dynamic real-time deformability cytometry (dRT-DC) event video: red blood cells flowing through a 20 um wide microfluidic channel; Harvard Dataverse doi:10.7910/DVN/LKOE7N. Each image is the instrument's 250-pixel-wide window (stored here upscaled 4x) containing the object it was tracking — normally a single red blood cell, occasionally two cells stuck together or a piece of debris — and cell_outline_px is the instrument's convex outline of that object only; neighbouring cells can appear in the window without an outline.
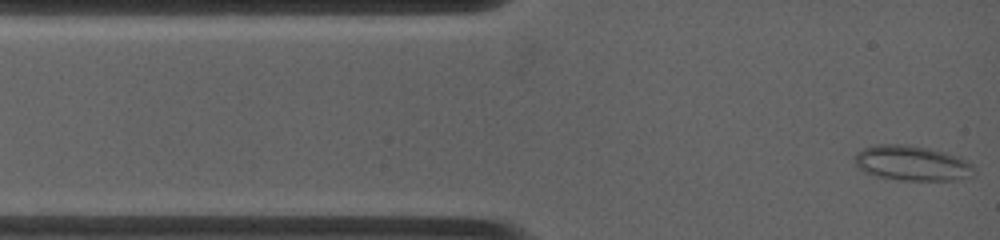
{"species": "common noctule bat (a hibernating species)", "species_latin": "Nyctalus noctula", "temperature_condition": "warm", "stored_images_in_passage": 32, "camera_frame_rate_fps": 4500, "um_per_image_px": 0.085, "animal": {"sex": "female", "body_mass_g": 19.0, "forearm_length_mm": 53.3}, "frame": {"image": 1, "passage_image": 1, "time_ms": 0.0, "image_size_px": [1000, 240], "cell_outline_px": [[976, 176], [960, 180], [896, 180], [876, 176], [864, 172], [852, 160], [852, 156], [856, 152], [864, 148], [876, 144], [904, 144], [928, 148], [960, 156], [972, 164]], "centroid_in_image_um": [77.53, 13.88], "position_along_channel_um": 7.5, "area_um2": 24.85}}
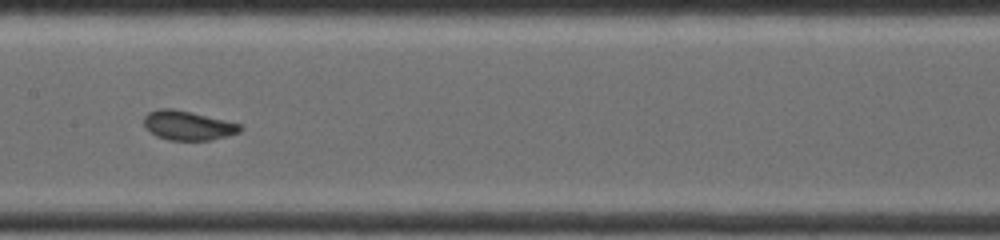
{"frame": {"image": 2, "passage_image": 15, "time_ms": 5.778, "image_size_px": [1000, 240], "cell_outline_px": [[244, 128], [240, 132], [228, 136], [212, 140], [168, 140], [156, 136], [144, 128], [144, 116], [148, 112], [160, 108], [172, 108], [224, 120], [240, 124]], "centroid_in_image_um": [15.95, 10.67], "position_along_channel_um": 191.4, "area_um2": 16.47}}
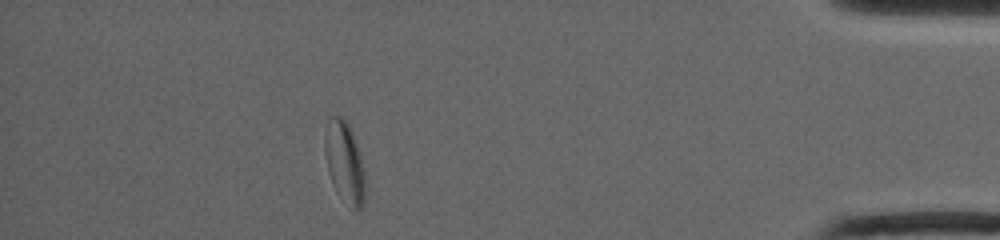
{"frame": {"image": 3, "passage_image": 28, "time_ms": 12.889, "image_size_px": [1000, 240], "cell_outline_px": [[364, 204], [356, 212], [336, 192], [332, 184], [328, 172], [324, 152], [324, 136], [328, 116], [340, 116], [348, 124], [352, 132], [356, 144], [364, 176]], "centroid_in_image_um": [29.24, 13.79], "position_along_channel_um": 406.0, "area_um2": 18.9}, "authors_computed_cell_mechanics": {"area_um2": 16.7331, "velocity_mm_per_s": 3.885, "shape_relaxation_time_tau1_ms": null, "shape_relaxation_time_tau2_ms": 0.8261, "deformation_change_tau1": null, "deformation_change_tau2": 0.0559}}